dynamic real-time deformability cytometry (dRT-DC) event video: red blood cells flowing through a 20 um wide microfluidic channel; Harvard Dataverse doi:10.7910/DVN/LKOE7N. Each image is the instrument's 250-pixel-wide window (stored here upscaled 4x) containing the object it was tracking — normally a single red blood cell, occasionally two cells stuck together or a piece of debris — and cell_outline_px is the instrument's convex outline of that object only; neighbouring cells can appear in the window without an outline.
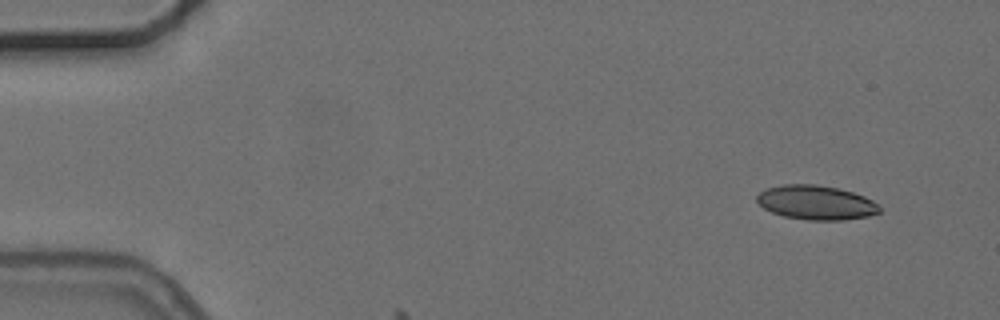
{"species": "common noctule bat (a hibernating species)", "species_latin": "Nyctalus noctula", "temperature_condition": "cold", "stored_images_in_passage": 3, "camera_frame_rate_fps": 3000, "um_per_image_px": 0.085, "animal": {"sex": "female", "body_mass_g": 24.6, "forearm_length_mm": 56.2}, "frame": {"image": 1, "passage_image": 2, "time_ms": 1.333, "image_size_px": [1000, 320], "cell_outline_px": [[880, 212], [868, 216], [844, 220], [808, 220], [784, 216], [772, 212], [764, 208], [756, 200], [756, 196], [760, 192], [768, 188], [784, 184], [816, 184], [836, 188], [852, 192], [864, 196], [880, 204]], "centroid_in_image_um": [69.38, 17.22], "position_along_channel_um": 15.6, "area_um2": 24.45}}